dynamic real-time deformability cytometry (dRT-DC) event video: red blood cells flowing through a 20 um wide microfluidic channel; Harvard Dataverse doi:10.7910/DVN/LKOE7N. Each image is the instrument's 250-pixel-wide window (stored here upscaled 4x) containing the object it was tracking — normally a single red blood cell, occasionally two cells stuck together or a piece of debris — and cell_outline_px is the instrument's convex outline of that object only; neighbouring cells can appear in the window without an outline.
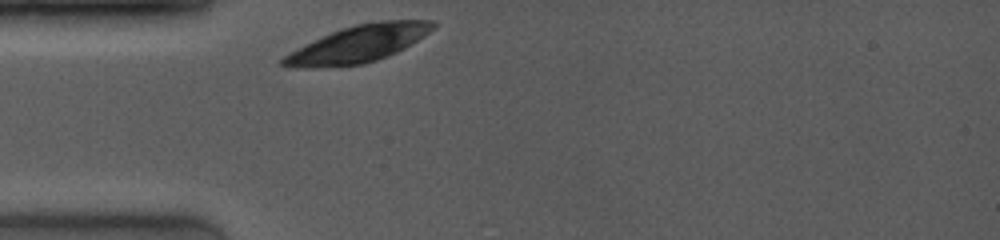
{"species": "common noctule bat (a hibernating species)", "species_latin": "Nyctalus noctula", "temperature_condition": "room temperature", "stored_images_in_passage": 2, "camera_frame_rate_fps": 4000, "um_per_image_px": 0.085, "animal": {"sex": "female", "body_mass_g": 19.0, "forearm_length_mm": 53.3}, "frame": {"image": 1, "passage_image": 1, "time_ms": 0.0, "image_size_px": [1000, 240], "cell_outline_px": [[436, 24], [424, 36], [404, 48], [396, 52], [376, 60], [364, 64], [316, 68], [296, 68], [280, 64], [280, 60], [284, 56], [332, 32], [356, 24], [380, 20], [432, 20]], "centroid_in_image_um": [30.48, 3.74], "position_along_channel_um": 54.5, "area_um2": 31.62}}